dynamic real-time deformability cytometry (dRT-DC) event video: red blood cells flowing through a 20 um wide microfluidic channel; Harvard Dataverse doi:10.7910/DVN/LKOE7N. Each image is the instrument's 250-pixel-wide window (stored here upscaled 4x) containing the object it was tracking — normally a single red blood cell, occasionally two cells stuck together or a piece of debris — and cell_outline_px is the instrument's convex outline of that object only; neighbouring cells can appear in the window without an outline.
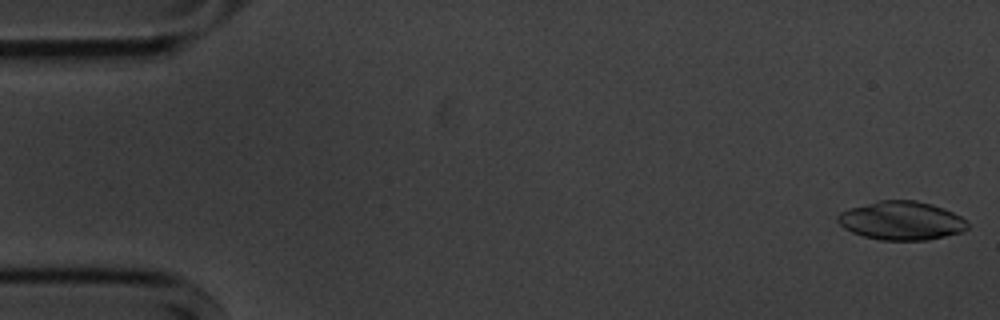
{"species": "common noctule bat (a hibernating species)", "species_latin": "Nyctalus noctula", "temperature_condition": "cold", "stored_images_in_passage": 11, "camera_frame_rate_fps": 3000, "um_per_image_px": 0.085, "animal": {"sex": "male", "body_mass_g": 20.1, "forearm_length_mm": 53.5}, "frame": {"image": 1, "passage_image": 1, "time_ms": 0.0, "image_size_px": [1000, 320], "cell_outline_px": [[968, 228], [964, 232], [928, 240], [880, 240], [864, 236], [852, 232], [844, 228], [836, 220], [836, 216], [840, 212], [848, 208], [880, 200], [916, 200], [932, 204], [944, 208], [968, 220]], "centroid_in_image_um": [76.64, 18.75], "position_along_channel_um": 8.4, "area_um2": 29.48}}